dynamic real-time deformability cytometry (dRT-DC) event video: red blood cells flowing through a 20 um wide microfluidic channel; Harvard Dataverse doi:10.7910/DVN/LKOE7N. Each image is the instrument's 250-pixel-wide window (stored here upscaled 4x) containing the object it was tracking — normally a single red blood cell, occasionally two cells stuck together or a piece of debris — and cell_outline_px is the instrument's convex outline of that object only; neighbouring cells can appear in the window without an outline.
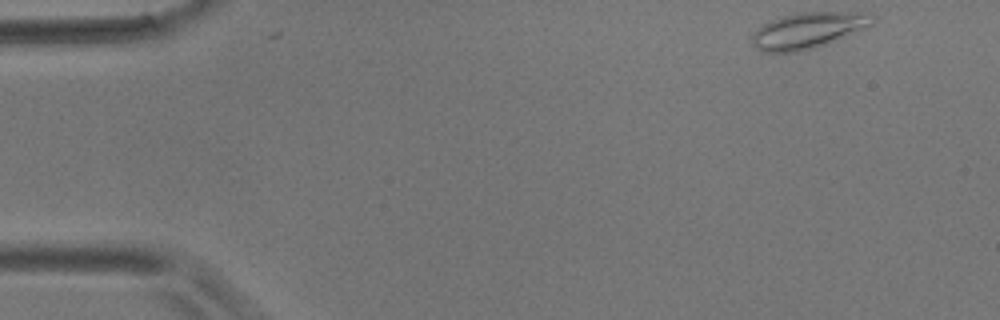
{"species": "common noctule bat (a hibernating species)", "species_latin": "Nyctalus noctula", "temperature_condition": "room temperature", "stored_images_in_passage": 7, "camera_frame_rate_fps": 3000, "um_per_image_px": 0.085, "animal": {"sex": "male", "body_mass_g": 17.9}, "frame": {"image": 1, "passage_image": 1, "time_ms": 0.0, "image_size_px": [1000, 320], "cell_outline_px": [[876, 16], [872, 24], [824, 44], [812, 48], [796, 52], [764, 52], [756, 48], [752, 44], [752, 36], [764, 24], [780, 16], [800, 12], [872, 12]], "centroid_in_image_um": [68.69, 2.56], "position_along_channel_um": 16.3, "area_um2": 24.8}}
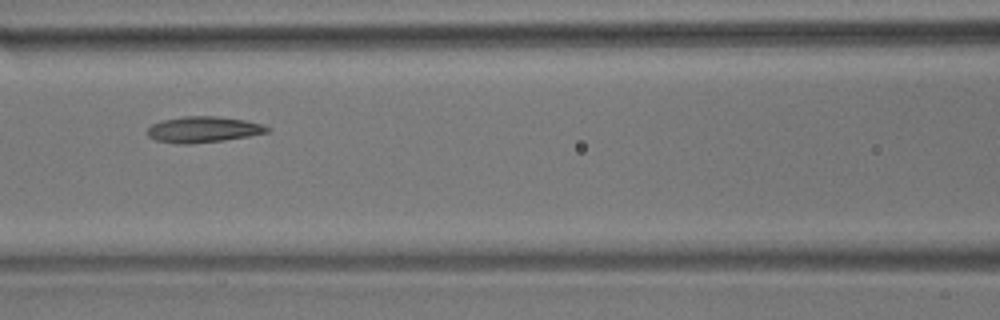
{"frame": {"image": 2, "passage_image": 6, "time_ms": 6.667, "image_size_px": [1000, 320], "cell_outline_px": [[268, 132], [248, 136], [224, 140], [192, 144], [176, 144], [156, 140], [148, 136], [148, 128], [152, 124], [160, 120], [184, 116], [216, 116], [244, 120], [260, 124], [268, 128]], "centroid_in_image_um": [17.21, 11.01], "position_along_channel_um": 149.4, "area_um2": 18.03}}
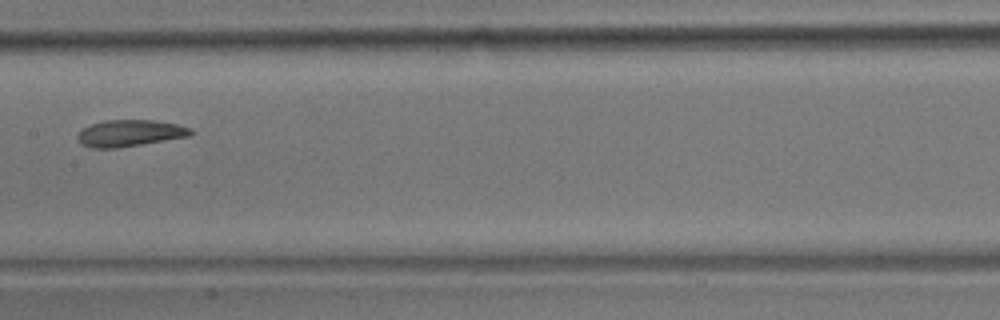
{"frame": {"image": 3, "passage_image": 7, "time_ms": 8.0, "image_size_px": [1000, 320], "cell_outline_px": [[196, 132], [188, 136], [116, 148], [92, 148], [80, 144], [76, 136], [84, 128], [92, 124], [104, 120], [152, 120], [176, 124], [192, 128]], "centroid_in_image_um": [11.03, 11.31], "position_along_channel_um": 196.4, "area_um2": 17.4}}